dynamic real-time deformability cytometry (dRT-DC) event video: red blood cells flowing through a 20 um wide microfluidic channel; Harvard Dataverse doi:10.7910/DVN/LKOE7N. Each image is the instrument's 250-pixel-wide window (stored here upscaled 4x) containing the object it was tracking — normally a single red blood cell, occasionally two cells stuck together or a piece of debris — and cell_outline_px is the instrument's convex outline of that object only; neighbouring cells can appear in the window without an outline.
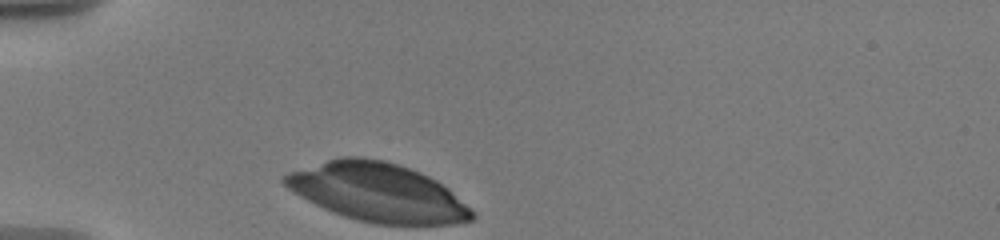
{"species": "human", "species_latin": "Homo sapiens", "temperature_condition": "warm", "stored_images_in_passage": 11, "camera_frame_rate_fps": 3000, "um_per_image_px": 0.085, "donor": {"sex": "male"}, "frame": {"image": 1, "passage_image": 1, "time_ms": 0.0, "image_size_px": [1000, 240], "cell_outline_px": [[476, 216], [472, 220], [456, 224], [372, 224], [344, 216], [332, 212], [292, 192], [280, 180], [280, 176], [288, 172], [340, 156], [360, 156], [384, 160], [420, 172], [436, 180], [448, 188], [476, 212]], "centroid_in_image_um": [32.1, 16.35], "position_along_channel_um": 52.9, "area_um2": 63.93}}
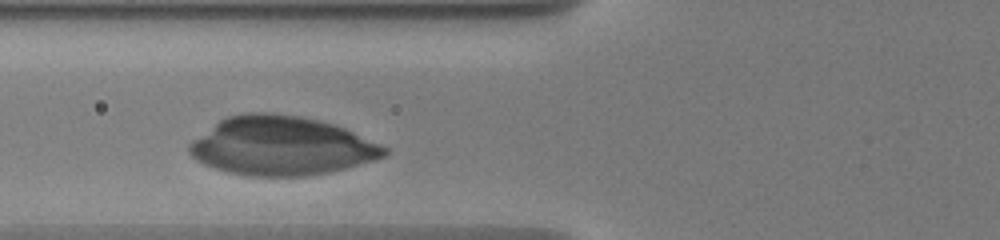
{"frame": {"image": 2, "passage_image": 4, "time_ms": 2.0, "image_size_px": [1000, 240], "cell_outline_px": [[388, 156], [332, 172], [308, 176], [244, 176], [228, 172], [204, 164], [196, 160], [188, 152], [188, 144], [192, 140], [220, 120], [228, 116], [240, 112], [272, 112], [300, 116], [320, 120], [344, 128], [380, 144], [388, 148]], "centroid_in_image_um": [23.91, 12.4], "position_along_channel_um": 101.9, "area_um2": 67.11}}